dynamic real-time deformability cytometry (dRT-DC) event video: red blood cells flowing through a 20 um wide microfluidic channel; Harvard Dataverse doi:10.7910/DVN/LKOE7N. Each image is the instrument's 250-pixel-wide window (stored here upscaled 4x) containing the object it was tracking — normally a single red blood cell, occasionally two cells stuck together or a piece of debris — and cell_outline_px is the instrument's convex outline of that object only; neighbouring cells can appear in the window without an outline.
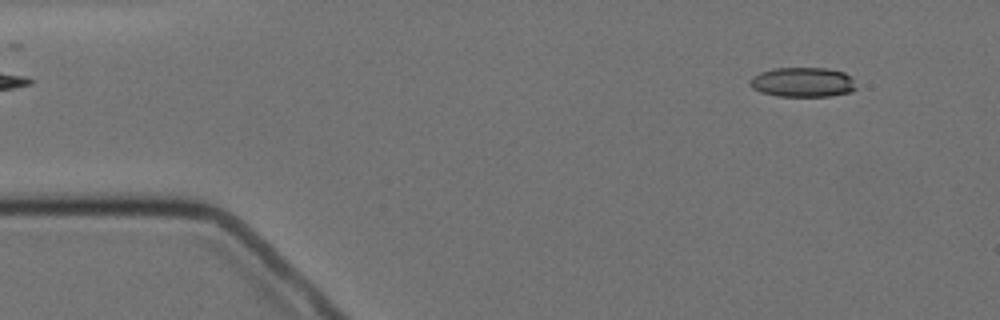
{"species": "Egyptian fruit bat (a non-hibernating species)", "species_latin": "Rousettus aegyptiacus", "temperature_condition": "cold", "stored_images_in_passage": 4, "camera_frame_rate_fps": 3000, "um_per_image_px": 0.085, "animal": {"sex": "female"}, "frame": {"image": 1, "passage_image": 1, "time_ms": 0.0, "image_size_px": [1000, 320], "cell_outline_px": [[856, 88], [852, 92], [828, 96], [776, 96], [760, 92], [752, 88], [748, 84], [748, 80], [752, 76], [760, 72], [772, 68], [828, 68], [844, 72], [852, 76]], "centroid_in_image_um": [68.21, 6.98], "position_along_channel_um": 16.8, "area_um2": 18.67}}